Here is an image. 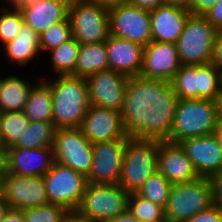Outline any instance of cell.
I'll return each instance as SVG.
<instances>
[{
  "mask_svg": "<svg viewBox=\"0 0 222 222\" xmlns=\"http://www.w3.org/2000/svg\"><path fill=\"white\" fill-rule=\"evenodd\" d=\"M177 101L171 82L129 77L120 112L127 136L167 141Z\"/></svg>",
  "mask_w": 222,
  "mask_h": 222,
  "instance_id": "6da1fadb",
  "label": "cell"
},
{
  "mask_svg": "<svg viewBox=\"0 0 222 222\" xmlns=\"http://www.w3.org/2000/svg\"><path fill=\"white\" fill-rule=\"evenodd\" d=\"M52 79L44 80L52 92L54 126L56 129L79 128L90 107L86 78L67 75Z\"/></svg>",
  "mask_w": 222,
  "mask_h": 222,
  "instance_id": "7a4b0ae2",
  "label": "cell"
},
{
  "mask_svg": "<svg viewBox=\"0 0 222 222\" xmlns=\"http://www.w3.org/2000/svg\"><path fill=\"white\" fill-rule=\"evenodd\" d=\"M217 101L178 99L168 142L179 144L188 138L214 134L219 122Z\"/></svg>",
  "mask_w": 222,
  "mask_h": 222,
  "instance_id": "3957f363",
  "label": "cell"
},
{
  "mask_svg": "<svg viewBox=\"0 0 222 222\" xmlns=\"http://www.w3.org/2000/svg\"><path fill=\"white\" fill-rule=\"evenodd\" d=\"M160 140L129 137L126 142L119 185L129 193L158 171Z\"/></svg>",
  "mask_w": 222,
  "mask_h": 222,
  "instance_id": "277c9868",
  "label": "cell"
},
{
  "mask_svg": "<svg viewBox=\"0 0 222 222\" xmlns=\"http://www.w3.org/2000/svg\"><path fill=\"white\" fill-rule=\"evenodd\" d=\"M129 195L119 184L88 183L74 213L92 222H105L127 211Z\"/></svg>",
  "mask_w": 222,
  "mask_h": 222,
  "instance_id": "5b68a950",
  "label": "cell"
},
{
  "mask_svg": "<svg viewBox=\"0 0 222 222\" xmlns=\"http://www.w3.org/2000/svg\"><path fill=\"white\" fill-rule=\"evenodd\" d=\"M171 84L178 99L218 101L222 73L212 63L181 65Z\"/></svg>",
  "mask_w": 222,
  "mask_h": 222,
  "instance_id": "8992f818",
  "label": "cell"
},
{
  "mask_svg": "<svg viewBox=\"0 0 222 222\" xmlns=\"http://www.w3.org/2000/svg\"><path fill=\"white\" fill-rule=\"evenodd\" d=\"M212 204L209 178L199 177L191 182L176 183L172 185L164 217L167 222H185Z\"/></svg>",
  "mask_w": 222,
  "mask_h": 222,
  "instance_id": "52a82bcc",
  "label": "cell"
},
{
  "mask_svg": "<svg viewBox=\"0 0 222 222\" xmlns=\"http://www.w3.org/2000/svg\"><path fill=\"white\" fill-rule=\"evenodd\" d=\"M218 32L203 15L191 14L175 43L181 64L211 63Z\"/></svg>",
  "mask_w": 222,
  "mask_h": 222,
  "instance_id": "ba28073f",
  "label": "cell"
},
{
  "mask_svg": "<svg viewBox=\"0 0 222 222\" xmlns=\"http://www.w3.org/2000/svg\"><path fill=\"white\" fill-rule=\"evenodd\" d=\"M68 19L79 44L101 43L110 36L108 8L85 0H71Z\"/></svg>",
  "mask_w": 222,
  "mask_h": 222,
  "instance_id": "9c48e42d",
  "label": "cell"
},
{
  "mask_svg": "<svg viewBox=\"0 0 222 222\" xmlns=\"http://www.w3.org/2000/svg\"><path fill=\"white\" fill-rule=\"evenodd\" d=\"M42 177L49 203L63 206L74 213L88 184L87 178L57 162Z\"/></svg>",
  "mask_w": 222,
  "mask_h": 222,
  "instance_id": "30bf717a",
  "label": "cell"
},
{
  "mask_svg": "<svg viewBox=\"0 0 222 222\" xmlns=\"http://www.w3.org/2000/svg\"><path fill=\"white\" fill-rule=\"evenodd\" d=\"M55 162L87 177L93 160V143L79 128L56 129L53 140Z\"/></svg>",
  "mask_w": 222,
  "mask_h": 222,
  "instance_id": "8fae6325",
  "label": "cell"
},
{
  "mask_svg": "<svg viewBox=\"0 0 222 222\" xmlns=\"http://www.w3.org/2000/svg\"><path fill=\"white\" fill-rule=\"evenodd\" d=\"M110 35L142 46L151 40L150 11L124 3L109 9Z\"/></svg>",
  "mask_w": 222,
  "mask_h": 222,
  "instance_id": "7c38bea8",
  "label": "cell"
},
{
  "mask_svg": "<svg viewBox=\"0 0 222 222\" xmlns=\"http://www.w3.org/2000/svg\"><path fill=\"white\" fill-rule=\"evenodd\" d=\"M0 193L12 209L23 211L49 204L42 176L7 174L0 182Z\"/></svg>",
  "mask_w": 222,
  "mask_h": 222,
  "instance_id": "4fadbf2b",
  "label": "cell"
},
{
  "mask_svg": "<svg viewBox=\"0 0 222 222\" xmlns=\"http://www.w3.org/2000/svg\"><path fill=\"white\" fill-rule=\"evenodd\" d=\"M127 139L93 143V160L88 183L118 184Z\"/></svg>",
  "mask_w": 222,
  "mask_h": 222,
  "instance_id": "5bb4252c",
  "label": "cell"
},
{
  "mask_svg": "<svg viewBox=\"0 0 222 222\" xmlns=\"http://www.w3.org/2000/svg\"><path fill=\"white\" fill-rule=\"evenodd\" d=\"M128 78L112 69L102 70L87 77L90 105L121 112Z\"/></svg>",
  "mask_w": 222,
  "mask_h": 222,
  "instance_id": "9a60e30c",
  "label": "cell"
},
{
  "mask_svg": "<svg viewBox=\"0 0 222 222\" xmlns=\"http://www.w3.org/2000/svg\"><path fill=\"white\" fill-rule=\"evenodd\" d=\"M79 129L91 143L129 138L120 112L94 105L88 108Z\"/></svg>",
  "mask_w": 222,
  "mask_h": 222,
  "instance_id": "2e32d148",
  "label": "cell"
},
{
  "mask_svg": "<svg viewBox=\"0 0 222 222\" xmlns=\"http://www.w3.org/2000/svg\"><path fill=\"white\" fill-rule=\"evenodd\" d=\"M181 65L174 43L151 40L143 50L140 76L171 82Z\"/></svg>",
  "mask_w": 222,
  "mask_h": 222,
  "instance_id": "e0dca14e",
  "label": "cell"
},
{
  "mask_svg": "<svg viewBox=\"0 0 222 222\" xmlns=\"http://www.w3.org/2000/svg\"><path fill=\"white\" fill-rule=\"evenodd\" d=\"M199 177L210 178L222 171V149L214 134L188 138L179 143Z\"/></svg>",
  "mask_w": 222,
  "mask_h": 222,
  "instance_id": "ac0fdd59",
  "label": "cell"
},
{
  "mask_svg": "<svg viewBox=\"0 0 222 222\" xmlns=\"http://www.w3.org/2000/svg\"><path fill=\"white\" fill-rule=\"evenodd\" d=\"M158 171L172 184L199 178L192 161L180 144L160 140Z\"/></svg>",
  "mask_w": 222,
  "mask_h": 222,
  "instance_id": "d6986e66",
  "label": "cell"
},
{
  "mask_svg": "<svg viewBox=\"0 0 222 222\" xmlns=\"http://www.w3.org/2000/svg\"><path fill=\"white\" fill-rule=\"evenodd\" d=\"M55 162L53 147L8 148V174L44 176Z\"/></svg>",
  "mask_w": 222,
  "mask_h": 222,
  "instance_id": "ffe728a7",
  "label": "cell"
},
{
  "mask_svg": "<svg viewBox=\"0 0 222 222\" xmlns=\"http://www.w3.org/2000/svg\"><path fill=\"white\" fill-rule=\"evenodd\" d=\"M190 15L188 9L169 4L150 11L152 41L175 44Z\"/></svg>",
  "mask_w": 222,
  "mask_h": 222,
  "instance_id": "44dd1931",
  "label": "cell"
},
{
  "mask_svg": "<svg viewBox=\"0 0 222 222\" xmlns=\"http://www.w3.org/2000/svg\"><path fill=\"white\" fill-rule=\"evenodd\" d=\"M109 69L127 77L140 75L144 46L110 35L105 41Z\"/></svg>",
  "mask_w": 222,
  "mask_h": 222,
  "instance_id": "7402d4cb",
  "label": "cell"
},
{
  "mask_svg": "<svg viewBox=\"0 0 222 222\" xmlns=\"http://www.w3.org/2000/svg\"><path fill=\"white\" fill-rule=\"evenodd\" d=\"M71 0H40L20 8L24 23L39 35L50 26L68 18Z\"/></svg>",
  "mask_w": 222,
  "mask_h": 222,
  "instance_id": "603a6c76",
  "label": "cell"
},
{
  "mask_svg": "<svg viewBox=\"0 0 222 222\" xmlns=\"http://www.w3.org/2000/svg\"><path fill=\"white\" fill-rule=\"evenodd\" d=\"M2 48L9 63L17 67L28 66L41 53L39 34L24 23L17 36Z\"/></svg>",
  "mask_w": 222,
  "mask_h": 222,
  "instance_id": "cb8c5ba5",
  "label": "cell"
},
{
  "mask_svg": "<svg viewBox=\"0 0 222 222\" xmlns=\"http://www.w3.org/2000/svg\"><path fill=\"white\" fill-rule=\"evenodd\" d=\"M35 83L24 80L18 75L4 74L0 88V113L23 111Z\"/></svg>",
  "mask_w": 222,
  "mask_h": 222,
  "instance_id": "d4e9b609",
  "label": "cell"
},
{
  "mask_svg": "<svg viewBox=\"0 0 222 222\" xmlns=\"http://www.w3.org/2000/svg\"><path fill=\"white\" fill-rule=\"evenodd\" d=\"M36 81L30 90L23 112L32 122H53L50 86L43 79Z\"/></svg>",
  "mask_w": 222,
  "mask_h": 222,
  "instance_id": "484cf974",
  "label": "cell"
},
{
  "mask_svg": "<svg viewBox=\"0 0 222 222\" xmlns=\"http://www.w3.org/2000/svg\"><path fill=\"white\" fill-rule=\"evenodd\" d=\"M106 69H109V64L105 41L80 44L75 71L72 76L87 78Z\"/></svg>",
  "mask_w": 222,
  "mask_h": 222,
  "instance_id": "4316f807",
  "label": "cell"
},
{
  "mask_svg": "<svg viewBox=\"0 0 222 222\" xmlns=\"http://www.w3.org/2000/svg\"><path fill=\"white\" fill-rule=\"evenodd\" d=\"M56 132L53 122L30 121L27 131L23 133L18 142L9 148H43L52 147Z\"/></svg>",
  "mask_w": 222,
  "mask_h": 222,
  "instance_id": "83f0119b",
  "label": "cell"
},
{
  "mask_svg": "<svg viewBox=\"0 0 222 222\" xmlns=\"http://www.w3.org/2000/svg\"><path fill=\"white\" fill-rule=\"evenodd\" d=\"M80 44L73 37L69 41L49 51L51 69L54 76L73 75L79 54Z\"/></svg>",
  "mask_w": 222,
  "mask_h": 222,
  "instance_id": "f1b7e54d",
  "label": "cell"
},
{
  "mask_svg": "<svg viewBox=\"0 0 222 222\" xmlns=\"http://www.w3.org/2000/svg\"><path fill=\"white\" fill-rule=\"evenodd\" d=\"M30 120L23 111L0 113L1 133L4 146L9 148L14 146L27 131Z\"/></svg>",
  "mask_w": 222,
  "mask_h": 222,
  "instance_id": "f546056e",
  "label": "cell"
},
{
  "mask_svg": "<svg viewBox=\"0 0 222 222\" xmlns=\"http://www.w3.org/2000/svg\"><path fill=\"white\" fill-rule=\"evenodd\" d=\"M172 183L159 171L151 175L137 190V194L165 208L170 196Z\"/></svg>",
  "mask_w": 222,
  "mask_h": 222,
  "instance_id": "4dcf8cb0",
  "label": "cell"
},
{
  "mask_svg": "<svg viewBox=\"0 0 222 222\" xmlns=\"http://www.w3.org/2000/svg\"><path fill=\"white\" fill-rule=\"evenodd\" d=\"M127 210L140 222L166 220L163 207L139 196L136 192L130 193Z\"/></svg>",
  "mask_w": 222,
  "mask_h": 222,
  "instance_id": "1f68e13d",
  "label": "cell"
},
{
  "mask_svg": "<svg viewBox=\"0 0 222 222\" xmlns=\"http://www.w3.org/2000/svg\"><path fill=\"white\" fill-rule=\"evenodd\" d=\"M72 38L73 33L68 18L64 21L55 23L39 35L41 53H43V51H47L48 53Z\"/></svg>",
  "mask_w": 222,
  "mask_h": 222,
  "instance_id": "d6a6232c",
  "label": "cell"
},
{
  "mask_svg": "<svg viewBox=\"0 0 222 222\" xmlns=\"http://www.w3.org/2000/svg\"><path fill=\"white\" fill-rule=\"evenodd\" d=\"M24 24L20 9L1 6L0 7V42L2 45L12 41Z\"/></svg>",
  "mask_w": 222,
  "mask_h": 222,
  "instance_id": "836d02e7",
  "label": "cell"
},
{
  "mask_svg": "<svg viewBox=\"0 0 222 222\" xmlns=\"http://www.w3.org/2000/svg\"><path fill=\"white\" fill-rule=\"evenodd\" d=\"M70 214L65 207L52 203L23 210L25 222H65Z\"/></svg>",
  "mask_w": 222,
  "mask_h": 222,
  "instance_id": "e575fe53",
  "label": "cell"
},
{
  "mask_svg": "<svg viewBox=\"0 0 222 222\" xmlns=\"http://www.w3.org/2000/svg\"><path fill=\"white\" fill-rule=\"evenodd\" d=\"M185 222H222V208L212 204Z\"/></svg>",
  "mask_w": 222,
  "mask_h": 222,
  "instance_id": "d590c367",
  "label": "cell"
},
{
  "mask_svg": "<svg viewBox=\"0 0 222 222\" xmlns=\"http://www.w3.org/2000/svg\"><path fill=\"white\" fill-rule=\"evenodd\" d=\"M203 16L218 30L222 31V0L217 2L207 10Z\"/></svg>",
  "mask_w": 222,
  "mask_h": 222,
  "instance_id": "8d00e7d4",
  "label": "cell"
},
{
  "mask_svg": "<svg viewBox=\"0 0 222 222\" xmlns=\"http://www.w3.org/2000/svg\"><path fill=\"white\" fill-rule=\"evenodd\" d=\"M209 180L212 188V202L222 208V171L212 175Z\"/></svg>",
  "mask_w": 222,
  "mask_h": 222,
  "instance_id": "74e56055",
  "label": "cell"
},
{
  "mask_svg": "<svg viewBox=\"0 0 222 222\" xmlns=\"http://www.w3.org/2000/svg\"><path fill=\"white\" fill-rule=\"evenodd\" d=\"M211 63L222 73V31L216 36Z\"/></svg>",
  "mask_w": 222,
  "mask_h": 222,
  "instance_id": "f35d334b",
  "label": "cell"
},
{
  "mask_svg": "<svg viewBox=\"0 0 222 222\" xmlns=\"http://www.w3.org/2000/svg\"><path fill=\"white\" fill-rule=\"evenodd\" d=\"M216 2L217 0H193V3L188 10L193 15H203Z\"/></svg>",
  "mask_w": 222,
  "mask_h": 222,
  "instance_id": "ab89813d",
  "label": "cell"
},
{
  "mask_svg": "<svg viewBox=\"0 0 222 222\" xmlns=\"http://www.w3.org/2000/svg\"><path fill=\"white\" fill-rule=\"evenodd\" d=\"M128 3L143 10L152 11L165 4V0H128Z\"/></svg>",
  "mask_w": 222,
  "mask_h": 222,
  "instance_id": "60d3db41",
  "label": "cell"
},
{
  "mask_svg": "<svg viewBox=\"0 0 222 222\" xmlns=\"http://www.w3.org/2000/svg\"><path fill=\"white\" fill-rule=\"evenodd\" d=\"M8 174V148L0 146V182Z\"/></svg>",
  "mask_w": 222,
  "mask_h": 222,
  "instance_id": "b9f144b4",
  "label": "cell"
},
{
  "mask_svg": "<svg viewBox=\"0 0 222 222\" xmlns=\"http://www.w3.org/2000/svg\"><path fill=\"white\" fill-rule=\"evenodd\" d=\"M2 222H25L23 211L10 208Z\"/></svg>",
  "mask_w": 222,
  "mask_h": 222,
  "instance_id": "7bdbcfd3",
  "label": "cell"
},
{
  "mask_svg": "<svg viewBox=\"0 0 222 222\" xmlns=\"http://www.w3.org/2000/svg\"><path fill=\"white\" fill-rule=\"evenodd\" d=\"M85 1L91 4H97L99 6H103L108 9L128 2V0H85Z\"/></svg>",
  "mask_w": 222,
  "mask_h": 222,
  "instance_id": "ee69618b",
  "label": "cell"
},
{
  "mask_svg": "<svg viewBox=\"0 0 222 222\" xmlns=\"http://www.w3.org/2000/svg\"><path fill=\"white\" fill-rule=\"evenodd\" d=\"M105 222H140L134 215H132L128 210L117 217L107 220Z\"/></svg>",
  "mask_w": 222,
  "mask_h": 222,
  "instance_id": "f6af8a7d",
  "label": "cell"
},
{
  "mask_svg": "<svg viewBox=\"0 0 222 222\" xmlns=\"http://www.w3.org/2000/svg\"><path fill=\"white\" fill-rule=\"evenodd\" d=\"M38 1H40V0H6V2L9 4L6 3L5 5L3 4V6L20 9L22 7L36 3Z\"/></svg>",
  "mask_w": 222,
  "mask_h": 222,
  "instance_id": "bcb514c9",
  "label": "cell"
},
{
  "mask_svg": "<svg viewBox=\"0 0 222 222\" xmlns=\"http://www.w3.org/2000/svg\"><path fill=\"white\" fill-rule=\"evenodd\" d=\"M193 3V0H165V4L176 5L186 9H189Z\"/></svg>",
  "mask_w": 222,
  "mask_h": 222,
  "instance_id": "7dc6e473",
  "label": "cell"
},
{
  "mask_svg": "<svg viewBox=\"0 0 222 222\" xmlns=\"http://www.w3.org/2000/svg\"><path fill=\"white\" fill-rule=\"evenodd\" d=\"M10 209L6 201L4 200L3 195L0 193V222L3 221L4 216L6 215L7 211Z\"/></svg>",
  "mask_w": 222,
  "mask_h": 222,
  "instance_id": "c3c4849f",
  "label": "cell"
},
{
  "mask_svg": "<svg viewBox=\"0 0 222 222\" xmlns=\"http://www.w3.org/2000/svg\"><path fill=\"white\" fill-rule=\"evenodd\" d=\"M214 135L216 136L219 142L220 148L222 149V121H219L217 123L216 129L214 131Z\"/></svg>",
  "mask_w": 222,
  "mask_h": 222,
  "instance_id": "681fc988",
  "label": "cell"
},
{
  "mask_svg": "<svg viewBox=\"0 0 222 222\" xmlns=\"http://www.w3.org/2000/svg\"><path fill=\"white\" fill-rule=\"evenodd\" d=\"M65 222H92V221L80 218L75 213H71Z\"/></svg>",
  "mask_w": 222,
  "mask_h": 222,
  "instance_id": "f907efd6",
  "label": "cell"
},
{
  "mask_svg": "<svg viewBox=\"0 0 222 222\" xmlns=\"http://www.w3.org/2000/svg\"><path fill=\"white\" fill-rule=\"evenodd\" d=\"M217 102L219 105V120L222 121V92H221Z\"/></svg>",
  "mask_w": 222,
  "mask_h": 222,
  "instance_id": "816d5d0a",
  "label": "cell"
},
{
  "mask_svg": "<svg viewBox=\"0 0 222 222\" xmlns=\"http://www.w3.org/2000/svg\"><path fill=\"white\" fill-rule=\"evenodd\" d=\"M0 146H4V141L1 133V126H0Z\"/></svg>",
  "mask_w": 222,
  "mask_h": 222,
  "instance_id": "f5cc1de1",
  "label": "cell"
},
{
  "mask_svg": "<svg viewBox=\"0 0 222 222\" xmlns=\"http://www.w3.org/2000/svg\"><path fill=\"white\" fill-rule=\"evenodd\" d=\"M3 77H4L3 75L2 76L0 75V88H1V85H2V82H3Z\"/></svg>",
  "mask_w": 222,
  "mask_h": 222,
  "instance_id": "db71d44e",
  "label": "cell"
},
{
  "mask_svg": "<svg viewBox=\"0 0 222 222\" xmlns=\"http://www.w3.org/2000/svg\"><path fill=\"white\" fill-rule=\"evenodd\" d=\"M152 222H167V220H156V221H152Z\"/></svg>",
  "mask_w": 222,
  "mask_h": 222,
  "instance_id": "11a10c76",
  "label": "cell"
}]
</instances>
